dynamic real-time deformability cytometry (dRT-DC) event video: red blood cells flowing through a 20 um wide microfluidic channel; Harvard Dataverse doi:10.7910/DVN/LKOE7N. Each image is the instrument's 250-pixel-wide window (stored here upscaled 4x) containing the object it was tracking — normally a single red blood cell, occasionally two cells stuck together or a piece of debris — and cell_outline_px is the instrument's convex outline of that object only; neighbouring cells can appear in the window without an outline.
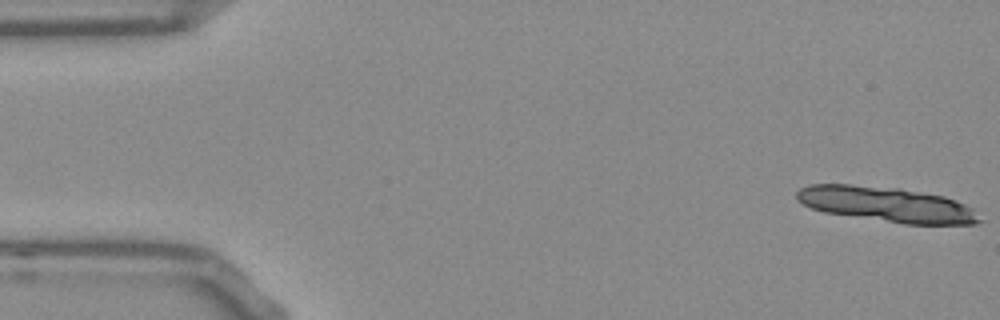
{"species": "Egyptian fruit bat (a non-hibernating species)", "species_latin": "Rousettus aegyptiacus", "temperature_condition": "room temperature", "stored_images_in_passage": 13, "camera_frame_rate_fps": 3000, "um_per_image_px": 0.085, "frame": {"image": 1, "passage_image": 1, "time_ms": 0.0, "image_size_px": [1000, 320], "cell_outline_px": [[984, 220], [976, 224], [904, 224], [824, 212], [812, 208], [796, 200], [796, 192], [800, 188], [808, 184], [852, 184], [900, 188], [944, 196], [964, 204], [972, 208]], "centroid_in_image_um": [75.36, 17.37], "position_along_channel_um": 9.6, "area_um2": 37.51}}